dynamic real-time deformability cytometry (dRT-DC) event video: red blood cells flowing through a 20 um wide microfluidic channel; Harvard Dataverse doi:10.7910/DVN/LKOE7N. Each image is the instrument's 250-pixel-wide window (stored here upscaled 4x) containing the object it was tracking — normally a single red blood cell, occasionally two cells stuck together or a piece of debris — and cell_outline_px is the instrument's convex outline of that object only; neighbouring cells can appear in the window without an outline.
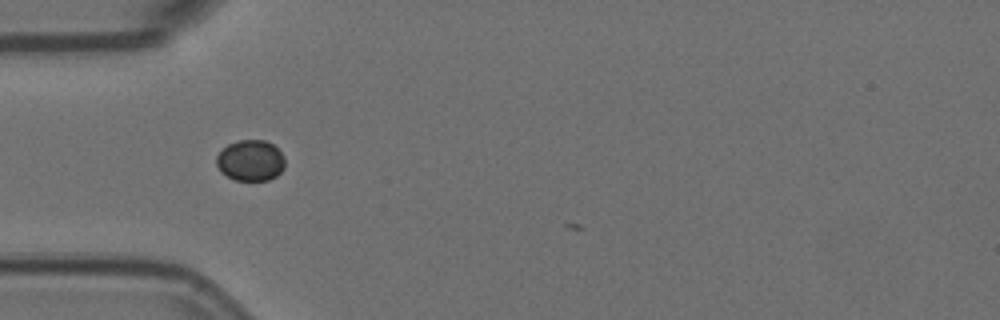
{"species": "Egyptian fruit bat (a non-hibernating species)", "species_latin": "Rousettus aegyptiacus", "temperature_condition": "room temperature", "stored_images_in_passage": 5, "camera_frame_rate_fps": 3000, "um_per_image_px": 0.085, "animal": {"sex": "female"}, "frame": {"image": 1, "passage_image": 1, "time_ms": 0.0, "image_size_px": [1000, 320], "cell_outline_px": [[284, 168], [276, 176], [268, 180], [236, 180], [220, 172], [216, 164], [216, 156], [228, 144], [240, 140], [264, 140], [272, 144], [284, 156]], "centroid_in_image_um": [21.28, 13.64], "position_along_channel_um": 63.7, "area_um2": 16.24}}
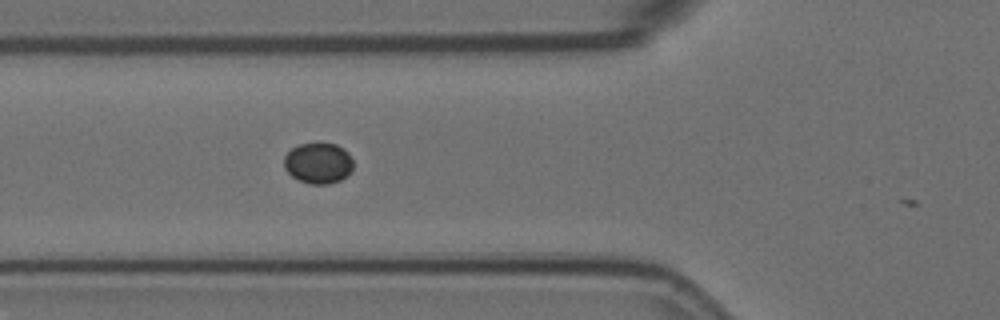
{"frame": {"image": 2, "passage_image": 4, "time_ms": 1.0, "image_size_px": [1000, 320], "cell_outline_px": [[352, 168], [340, 180], [328, 184], [308, 184], [292, 176], [284, 168], [284, 156], [292, 148], [300, 144], [336, 144], [344, 148], [348, 152], [352, 160]], "centroid_in_image_um": [27.03, 13.87], "position_along_channel_um": 98.8, "area_um2": 16.24}}